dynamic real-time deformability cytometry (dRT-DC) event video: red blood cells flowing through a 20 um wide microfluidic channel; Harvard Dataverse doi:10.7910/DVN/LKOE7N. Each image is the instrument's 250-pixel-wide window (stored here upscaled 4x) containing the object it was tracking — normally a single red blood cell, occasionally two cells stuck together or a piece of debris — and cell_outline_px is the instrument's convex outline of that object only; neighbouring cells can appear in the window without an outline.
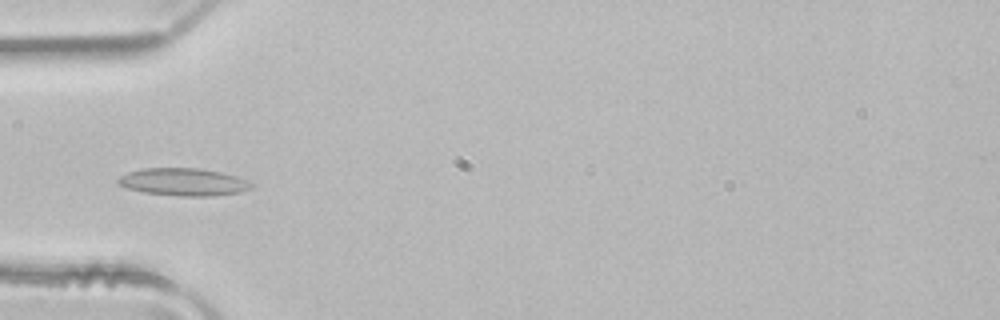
{"species": "common noctule bat (a hibernating species)", "species_latin": "Nyctalus noctula", "temperature_condition": "room temperature", "stored_images_in_passage": 3, "camera_frame_rate_fps": 3000, "um_per_image_px": 0.085, "animal": {"sex": "male", "body_mass_g": 21.5, "forearm_length_mm": 52.0}, "frame": {"image": 1, "passage_image": 3, "time_ms": 0.667, "image_size_px": [1000, 320], "cell_outline_px": [[252, 188], [240, 192], [216, 196], [176, 196], [144, 192], [128, 188], [120, 184], [116, 180], [120, 176], [128, 172], [144, 168], [196, 168], [220, 172], [236, 176], [252, 184]], "centroid_in_image_um": [15.59, 15.47], "position_along_channel_um": 69.4, "area_um2": 21.21}}